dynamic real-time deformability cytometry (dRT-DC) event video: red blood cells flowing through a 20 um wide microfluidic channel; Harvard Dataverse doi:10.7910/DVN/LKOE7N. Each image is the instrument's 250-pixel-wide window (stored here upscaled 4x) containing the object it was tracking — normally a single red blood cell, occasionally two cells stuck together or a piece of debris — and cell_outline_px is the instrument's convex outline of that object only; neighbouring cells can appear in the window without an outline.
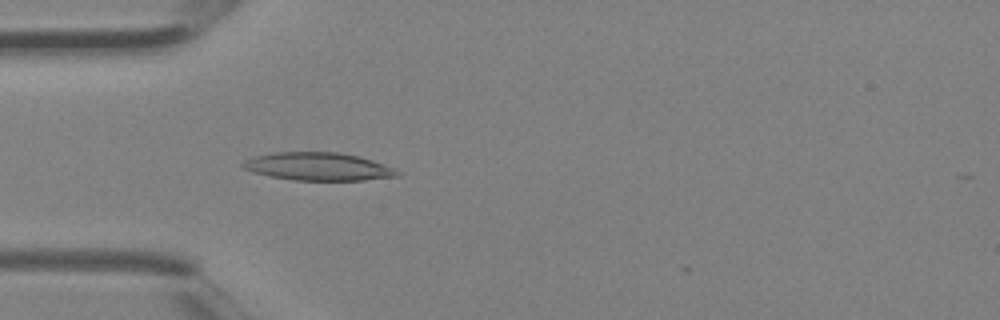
{"species": "Egyptian fruit bat (a non-hibernating species)", "species_latin": "Rousettus aegyptiacus", "temperature_condition": "room temperature", "stored_images_in_passage": 2, "camera_frame_rate_fps": 3000, "um_per_image_px": 0.085, "animal": {"sex": "female"}, "frame": {"image": 1, "passage_image": 2, "time_ms": 0.333, "image_size_px": [1000, 320], "cell_outline_px": [[400, 176], [364, 180], [292, 180], [252, 172], [244, 168], [240, 164], [244, 160], [256, 156], [272, 152], [336, 152], [356, 156], [372, 160], [392, 168], [400, 172]], "centroid_in_image_um": [27.02, 14.16], "position_along_channel_um": 58.0, "area_um2": 24.91}}